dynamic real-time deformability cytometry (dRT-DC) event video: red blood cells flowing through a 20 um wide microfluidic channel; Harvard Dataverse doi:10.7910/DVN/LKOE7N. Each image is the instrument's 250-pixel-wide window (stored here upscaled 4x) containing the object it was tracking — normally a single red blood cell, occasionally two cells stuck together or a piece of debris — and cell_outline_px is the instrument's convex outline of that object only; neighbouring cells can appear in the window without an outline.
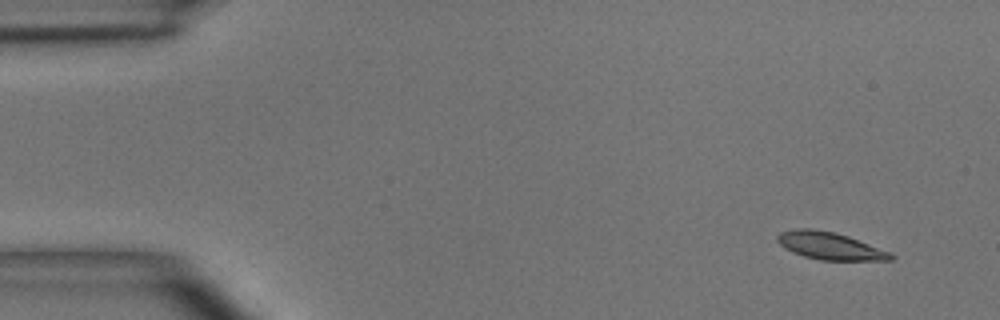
{"species": "common noctule bat (a hibernating species)", "species_latin": "Nyctalus noctula", "temperature_condition": "room temperature", "stored_images_in_passage": 5, "camera_frame_rate_fps": 3000, "um_per_image_px": 0.085, "animal": {"sex": "male", "body_mass_g": 15.6}, "frame": {"image": 1, "passage_image": 1, "time_ms": 0.0, "image_size_px": [1000, 320], "cell_outline_px": [[896, 256], [892, 260], [820, 260], [804, 256], [792, 252], [784, 248], [776, 240], [776, 236], [780, 232], [796, 228], [812, 228], [832, 232], [848, 236], [892, 252]], "centroid_in_image_um": [70.54, 20.9], "position_along_channel_um": 14.5, "area_um2": 18.21}}
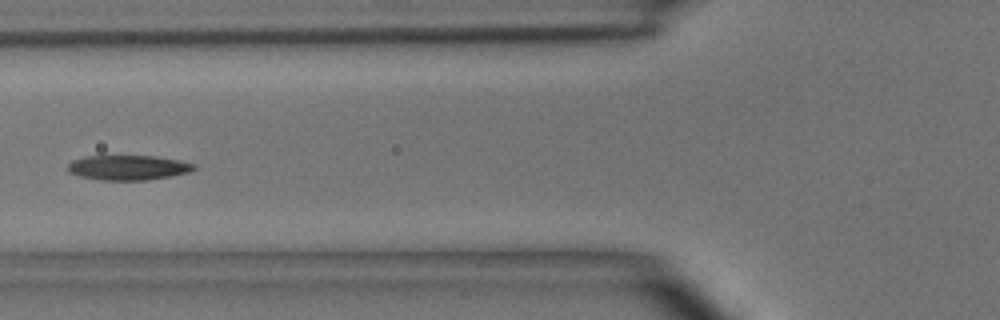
{"frame": {"image": 2, "passage_image": 5, "time_ms": 5.333, "image_size_px": [1000, 320], "cell_outline_px": [[196, 168], [188, 172], [172, 176], [148, 180], [100, 180], [80, 176], [68, 172], [68, 164], [72, 160], [84, 156], [156, 156], [180, 160], [196, 164]], "centroid_in_image_um": [10.9, 14.24], "position_along_channel_um": 114.9, "area_um2": 18.38}}